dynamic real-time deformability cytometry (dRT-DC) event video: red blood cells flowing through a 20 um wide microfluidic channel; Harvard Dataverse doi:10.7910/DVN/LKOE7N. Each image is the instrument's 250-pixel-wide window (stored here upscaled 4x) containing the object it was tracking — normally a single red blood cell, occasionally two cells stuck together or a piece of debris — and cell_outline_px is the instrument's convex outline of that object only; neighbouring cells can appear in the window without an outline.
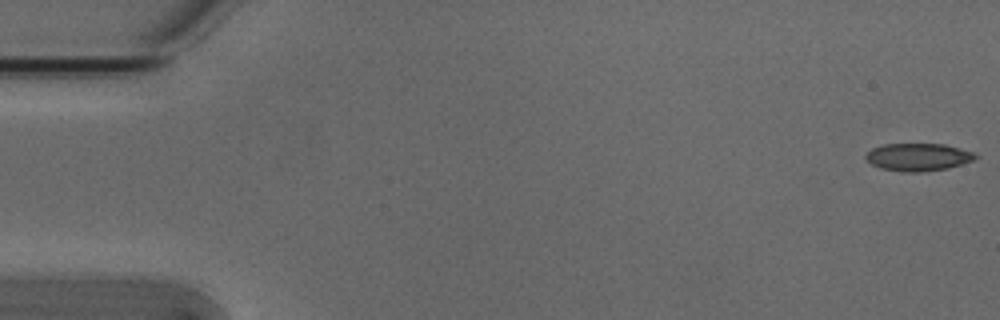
{"species": "Egyptian fruit bat (a non-hibernating species)", "species_latin": "Rousettus aegyptiacus", "temperature_condition": "cold", "stored_images_in_passage": 54, "camera_frame_rate_fps": 3000, "um_per_image_px": 0.085, "animal": {"sex": "male"}, "frame": {"image": 1, "passage_image": 1, "time_ms": 0.0, "image_size_px": [1000, 320], "cell_outline_px": [[980, 156], [972, 160], [948, 168], [920, 172], [904, 172], [880, 168], [872, 164], [864, 156], [872, 148], [884, 144], [944, 144], [972, 152]], "centroid_in_image_um": [78.02, 13.35], "position_along_channel_um": 7.0, "area_um2": 17.46}}
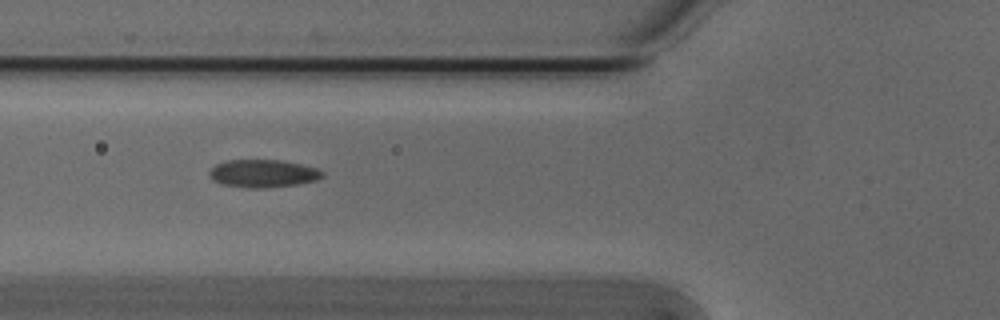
{"frame": {"image": 2, "passage_image": 20, "time_ms": 6.333, "image_size_px": [1000, 320], "cell_outline_px": [[324, 176], [316, 180], [296, 184], [264, 188], [248, 188], [224, 184], [212, 180], [208, 172], [216, 164], [228, 160], [280, 160], [300, 164], [316, 168], [324, 172]], "centroid_in_image_um": [22.35, 14.74], "position_along_channel_um": 103.4, "area_um2": 18.15}}
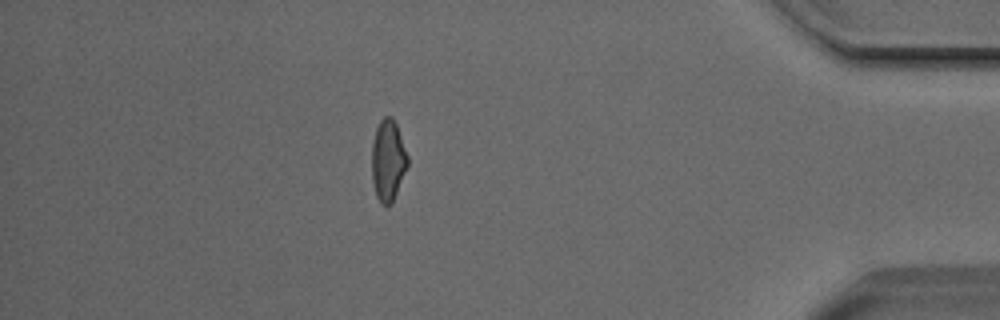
{"frame": {"image": 3, "passage_image": 47, "time_ms": 15.333, "image_size_px": [1000, 320], "cell_outline_px": [[408, 164], [392, 204], [380, 204], [376, 196], [372, 180], [372, 144], [376, 128], [380, 120], [384, 116], [392, 116], [396, 124], [408, 156]], "centroid_in_image_um": [32.97, 13.63], "position_along_channel_um": 402.2, "area_um2": 16.94}, "authors_computed_cell_mechanics": {"area_um2": 17.629, "velocity_mm_per_s": 3.816, "shape_relaxation_time_tau1_ms": 9.3292, "shape_relaxation_time_tau2_ms": 3.0212, "deformation_change_tau1": 0.1606, "deformation_change_tau2": 0.0756}}